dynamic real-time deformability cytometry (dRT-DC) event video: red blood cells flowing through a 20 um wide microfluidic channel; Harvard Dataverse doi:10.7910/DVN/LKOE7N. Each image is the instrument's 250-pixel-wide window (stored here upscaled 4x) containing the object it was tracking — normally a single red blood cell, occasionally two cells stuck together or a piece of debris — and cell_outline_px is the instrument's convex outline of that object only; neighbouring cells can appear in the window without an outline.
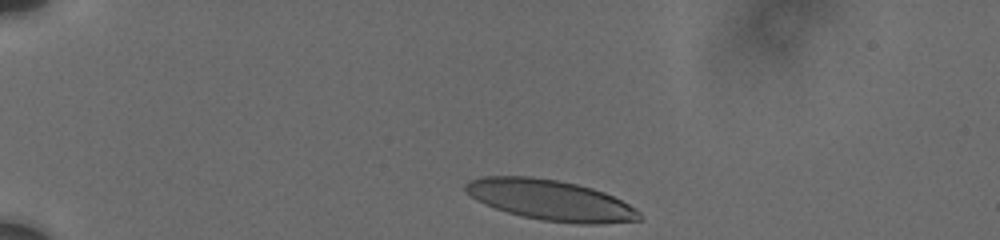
{"species": "human", "species_latin": "Homo sapiens", "temperature_condition": "cold", "stored_images_in_passage": 58, "camera_frame_rate_fps": 3000, "um_per_image_px": 0.085, "donor": {"sex": "male"}, "frame": {"image": 1, "passage_image": 1, "time_ms": 0.0, "image_size_px": [1000, 240], "cell_outline_px": [[640, 220], [600, 224], [576, 224], [544, 220], [524, 216], [508, 212], [484, 204], [476, 200], [464, 188], [464, 184], [468, 180], [480, 176], [528, 176], [556, 180], [576, 184], [592, 188], [604, 192], [636, 208], [640, 212]], "centroid_in_image_um": [46.78, 17.0], "position_along_channel_um": 38.2, "area_um2": 40.81}}
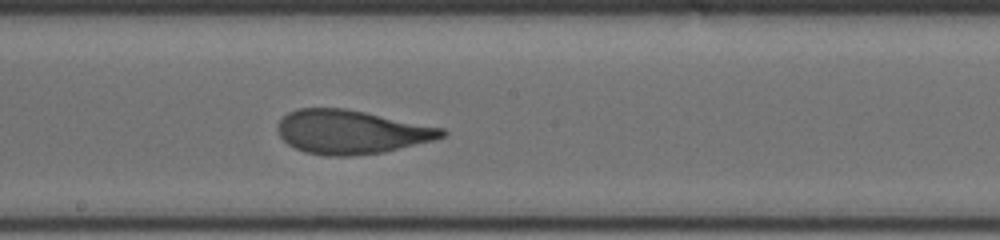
{"frame": {"image": 2, "passage_image": 32, "time_ms": 6.667, "image_size_px": [1000, 240], "cell_outline_px": [[448, 132], [444, 136], [432, 140], [384, 152], [352, 156], [324, 156], [304, 152], [288, 144], [280, 136], [276, 128], [280, 120], [288, 112], [296, 108], [344, 108], [444, 128]], "centroid_in_image_um": [29.82, 11.22], "position_along_channel_um": 218.4, "area_um2": 41.79}}
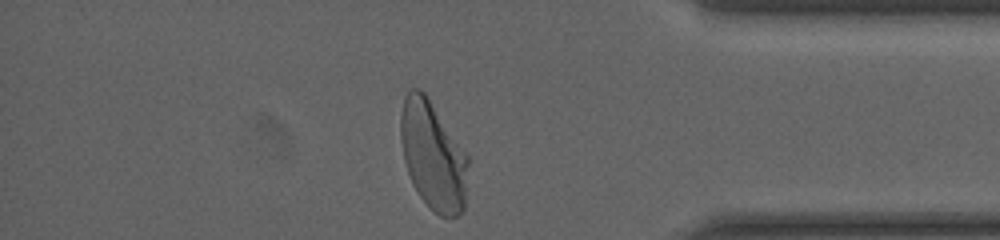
{"frame": {"image": 3, "passage_image": 58, "time_ms": 12.0, "image_size_px": [1000, 240], "cell_outline_px": [[468, 164], [464, 212], [456, 216], [440, 216], [420, 196], [412, 184], [404, 160], [400, 140], [400, 116], [404, 100], [408, 92], [412, 88], [420, 88], [428, 96], [468, 156]], "centroid_in_image_um": [36.8, 13.21], "position_along_channel_um": 398.4, "area_um2": 42.48}, "authors_computed_cell_mechanics": {"area_um2": 41.7605, "velocity_mm_per_s": 3.7022, "shape_relaxation_time_tau1_ms": 4.3633, "shape_relaxation_time_tau2_ms": 0.7965, "deformation_change_tau1": 0.1787, "deformation_change_tau2": 0.0752}}